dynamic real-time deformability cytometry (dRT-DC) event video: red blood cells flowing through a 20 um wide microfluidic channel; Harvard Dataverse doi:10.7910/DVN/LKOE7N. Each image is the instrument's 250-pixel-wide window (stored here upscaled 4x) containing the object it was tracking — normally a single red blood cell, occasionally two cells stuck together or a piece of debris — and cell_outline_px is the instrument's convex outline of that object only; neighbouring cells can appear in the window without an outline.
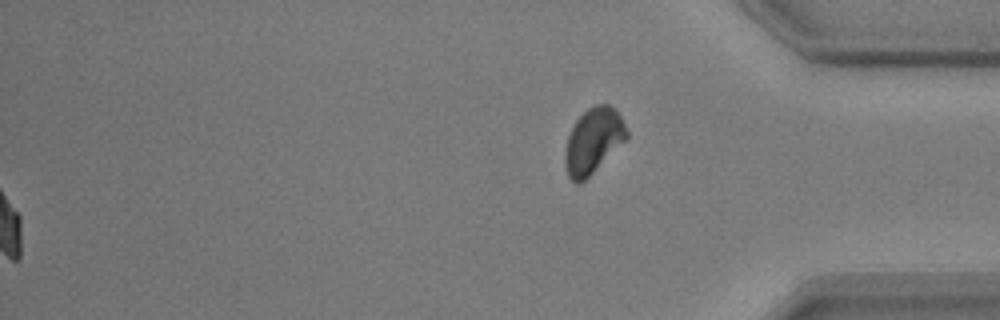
{"species": "common noctule bat (a hibernating species)", "species_latin": "Nyctalus noctula", "temperature_condition": "warm", "stored_images_in_passage": 52, "segment_of_instrument_passage": [2, 2], "camera_frame_rate_fps": 3000, "um_per_image_px": 0.085, "animal": {"sex": "male", "body_mass_g": 17.9, "forearm_length_mm": 54.2}, "frame": {"image": 1, "passage_image": 52, "time_ms": 17.0, "image_size_px": [1000, 320], "cell_outline_px": [[628, 136], [580, 184], [576, 184], [568, 176], [564, 164], [564, 152], [568, 136], [576, 120], [588, 108], [596, 104], [608, 104], [616, 108], [628, 132]], "centroid_in_image_um": [50.39, 11.95], "position_along_channel_um": 384.8, "area_um2": 23.0}}